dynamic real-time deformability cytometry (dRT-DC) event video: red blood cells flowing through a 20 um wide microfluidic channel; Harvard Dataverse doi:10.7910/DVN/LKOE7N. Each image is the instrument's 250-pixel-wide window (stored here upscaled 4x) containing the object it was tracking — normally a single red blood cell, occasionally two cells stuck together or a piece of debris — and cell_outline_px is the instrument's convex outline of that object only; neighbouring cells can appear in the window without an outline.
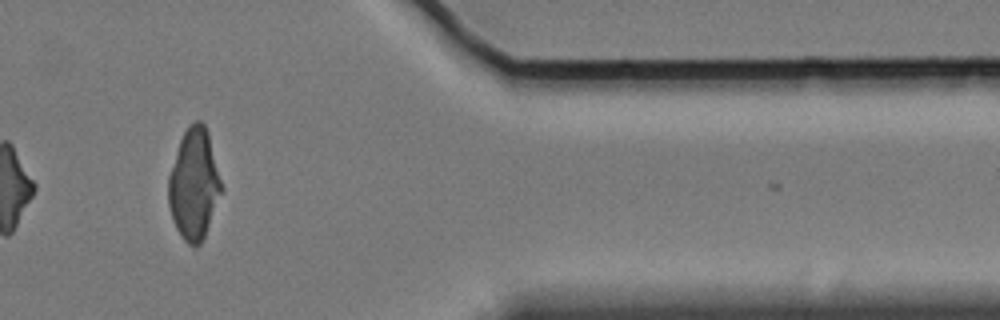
{"species": "Egyptian fruit bat (a non-hibernating species)", "species_latin": "Rousettus aegyptiacus", "temperature_condition": "cold", "stored_images_in_passage": 14, "camera_frame_rate_fps": 3000, "um_per_image_px": 0.085, "animal": {"sex": "female"}, "frame": {"image": 1, "passage_image": 13, "time_ms": 15.667, "image_size_px": [1000, 320], "cell_outline_px": [[224, 188], [204, 236], [200, 244], [196, 248], [188, 244], [184, 240], [176, 228], [172, 220], [168, 204], [168, 176], [180, 140], [188, 124], [196, 120], [200, 120], [204, 124], [208, 132]], "centroid_in_image_um": [16.49, 15.66], "position_along_channel_um": 394.9, "area_um2": 34.45}}